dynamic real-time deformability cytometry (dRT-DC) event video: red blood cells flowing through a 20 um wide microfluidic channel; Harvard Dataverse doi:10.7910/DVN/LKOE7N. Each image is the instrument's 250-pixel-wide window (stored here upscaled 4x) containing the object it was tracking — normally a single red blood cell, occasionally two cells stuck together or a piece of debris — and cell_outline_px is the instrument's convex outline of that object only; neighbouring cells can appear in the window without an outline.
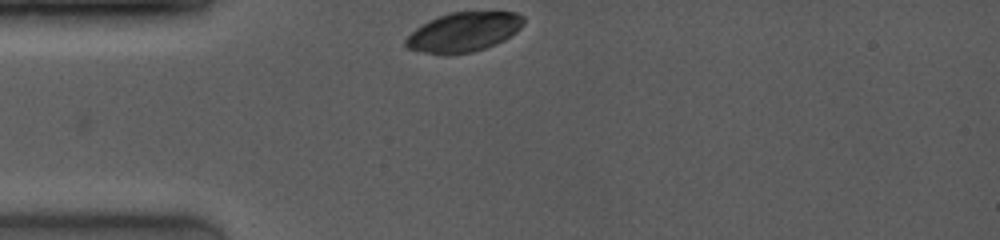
{"species": "common noctule bat (a hibernating species)", "species_latin": "Nyctalus noctula", "temperature_condition": "room temperature", "stored_images_in_passage": 6, "camera_frame_rate_fps": 4000, "um_per_image_px": 0.085, "animal": {"sex": "female", "body_mass_g": 19.0, "forearm_length_mm": 53.3}, "frame": {"image": 1, "passage_image": 1, "time_ms": 0.0, "image_size_px": [1000, 240], "cell_outline_px": [[524, 24], [516, 32], [504, 40], [496, 44], [472, 52], [444, 56], [424, 52], [408, 48], [404, 44], [404, 40], [416, 28], [448, 12], [516, 12], [524, 16]], "centroid_in_image_um": [39.43, 2.74], "position_along_channel_um": 45.6, "area_um2": 27.05}}